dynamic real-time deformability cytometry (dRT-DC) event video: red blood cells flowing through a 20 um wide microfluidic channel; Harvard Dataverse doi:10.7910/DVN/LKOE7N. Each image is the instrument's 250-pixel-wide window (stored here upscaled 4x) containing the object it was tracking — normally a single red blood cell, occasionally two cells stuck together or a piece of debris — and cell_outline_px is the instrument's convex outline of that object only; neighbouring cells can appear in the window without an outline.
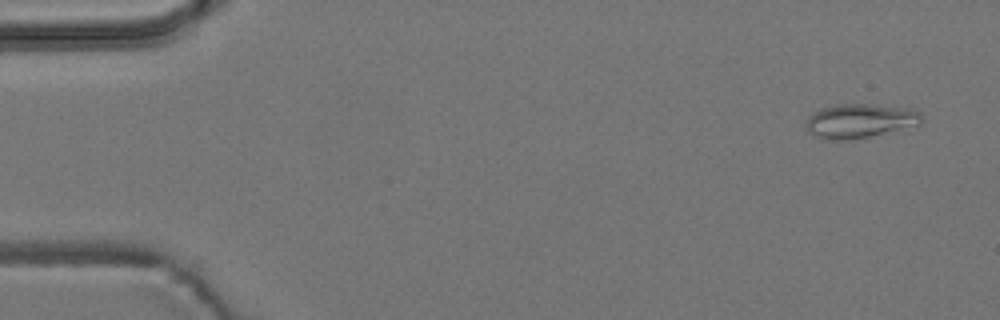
{"species": "common noctule bat (a hibernating species)", "species_latin": "Nyctalus noctula", "temperature_condition": "room temperature", "stored_images_in_passage": 4, "camera_frame_rate_fps": 3000, "um_per_image_px": 0.085, "animal": {"sex": "male", "body_mass_g": 19.2, "forearm_length_mm": 51.8}, "frame": {"image": 1, "passage_image": 1, "time_ms": 0.0, "image_size_px": [1000, 320], "cell_outline_px": [[924, 120], [920, 124], [868, 136], [848, 140], [828, 140], [816, 136], [808, 132], [808, 116], [812, 112], [820, 108], [840, 104], [868, 104], [912, 108], [920, 112]], "centroid_in_image_um": [73.1, 10.26], "position_along_channel_um": 11.9, "area_um2": 22.83}}